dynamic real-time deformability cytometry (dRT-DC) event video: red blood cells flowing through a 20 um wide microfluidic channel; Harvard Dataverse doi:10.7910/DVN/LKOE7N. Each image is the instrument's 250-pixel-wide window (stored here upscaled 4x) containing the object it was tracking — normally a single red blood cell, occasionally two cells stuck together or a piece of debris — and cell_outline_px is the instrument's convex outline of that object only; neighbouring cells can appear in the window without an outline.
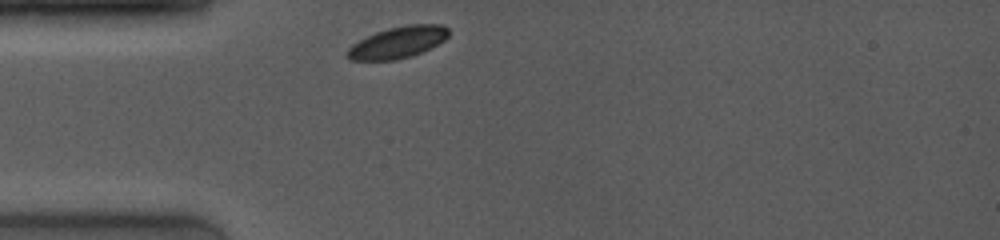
{"species": "common noctule bat (a hibernating species)", "species_latin": "Nyctalus noctula", "temperature_condition": "room temperature", "stored_images_in_passage": 1, "camera_frame_rate_fps": 4000, "um_per_image_px": 0.085, "animal": {"sex": "female", "body_mass_g": 19.0, "forearm_length_mm": 53.3}, "frame": {"image": 1, "passage_image": 1, "time_ms": 0.0, "image_size_px": [1000, 240], "cell_outline_px": [[448, 36], [444, 40], [412, 56], [396, 60], [352, 60], [344, 56], [348, 48], [352, 44], [376, 32], [388, 28], [408, 24], [440, 24], [448, 28]], "centroid_in_image_um": [33.78, 3.6], "position_along_channel_um": 51.2, "area_um2": 18.5}}